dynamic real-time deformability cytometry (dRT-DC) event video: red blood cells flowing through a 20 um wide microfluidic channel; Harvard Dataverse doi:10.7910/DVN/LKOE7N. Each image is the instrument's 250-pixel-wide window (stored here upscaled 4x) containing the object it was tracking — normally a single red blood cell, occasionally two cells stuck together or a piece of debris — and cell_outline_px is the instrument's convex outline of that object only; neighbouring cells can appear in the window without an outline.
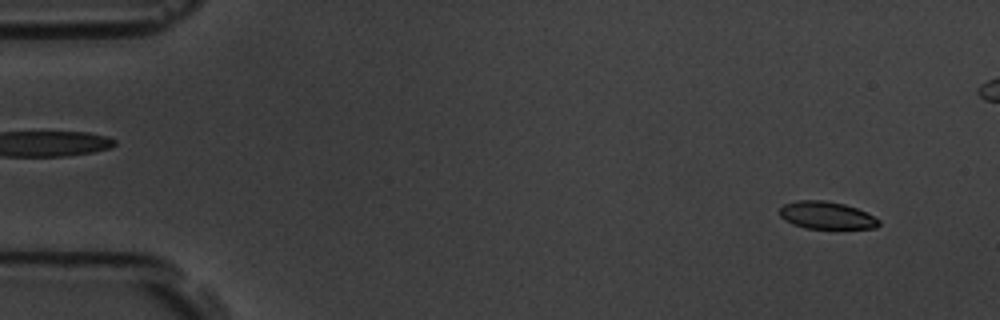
{"species": "common noctule bat (a hibernating species)", "species_latin": "Nyctalus noctula", "temperature_condition": "room temperature", "stored_images_in_passage": 5, "camera_frame_rate_fps": 3000, "um_per_image_px": 0.085, "animal": {"sex": "male", "body_mass_g": 19.5, "forearm_length_mm": 54.6}, "frame": {"image": 1, "passage_image": 2, "time_ms": 0.333, "image_size_px": [1000, 320], "cell_outline_px": [[880, 224], [876, 228], [804, 228], [792, 224], [784, 220], [780, 216], [780, 208], [784, 204], [796, 200], [824, 200], [844, 204], [856, 208], [880, 220]], "centroid_in_image_um": [70.22, 18.3], "position_along_channel_um": 14.8, "area_um2": 15.78}}